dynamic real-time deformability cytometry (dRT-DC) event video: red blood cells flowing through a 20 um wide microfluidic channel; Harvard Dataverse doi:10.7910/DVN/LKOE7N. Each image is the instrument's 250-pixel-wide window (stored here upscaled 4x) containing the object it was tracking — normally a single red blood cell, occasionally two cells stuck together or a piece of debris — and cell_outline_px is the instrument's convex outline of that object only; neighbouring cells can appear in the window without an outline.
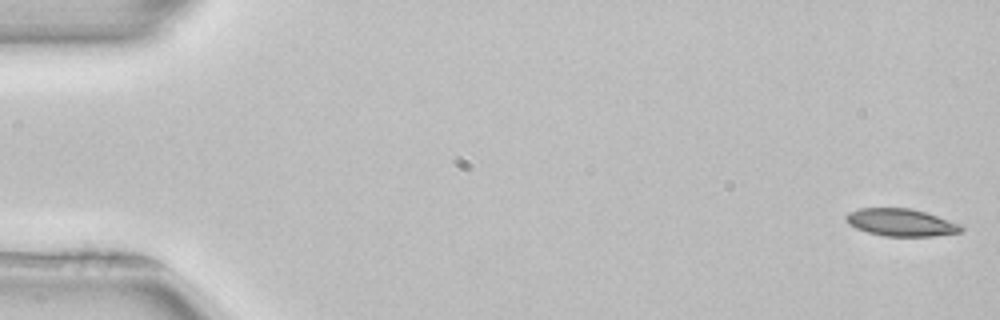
{"species": "common noctule bat (a hibernating species)", "species_latin": "Nyctalus noctula", "temperature_condition": "room temperature", "stored_images_in_passage": 12, "camera_frame_rate_fps": 3000, "um_per_image_px": 0.085, "animal": {"sex": "female", "body_mass_g": 22.7, "forearm_length_mm": 54.2}, "frame": {"image": 1, "passage_image": 1, "time_ms": 0.0, "image_size_px": [1000, 320], "cell_outline_px": [[964, 228], [960, 232], [936, 236], [884, 236], [868, 232], [856, 228], [848, 224], [844, 216], [848, 212], [860, 208], [908, 208], [924, 212], [960, 224]], "centroid_in_image_um": [76.55, 18.91], "position_along_channel_um": 8.5, "area_um2": 18.26}}